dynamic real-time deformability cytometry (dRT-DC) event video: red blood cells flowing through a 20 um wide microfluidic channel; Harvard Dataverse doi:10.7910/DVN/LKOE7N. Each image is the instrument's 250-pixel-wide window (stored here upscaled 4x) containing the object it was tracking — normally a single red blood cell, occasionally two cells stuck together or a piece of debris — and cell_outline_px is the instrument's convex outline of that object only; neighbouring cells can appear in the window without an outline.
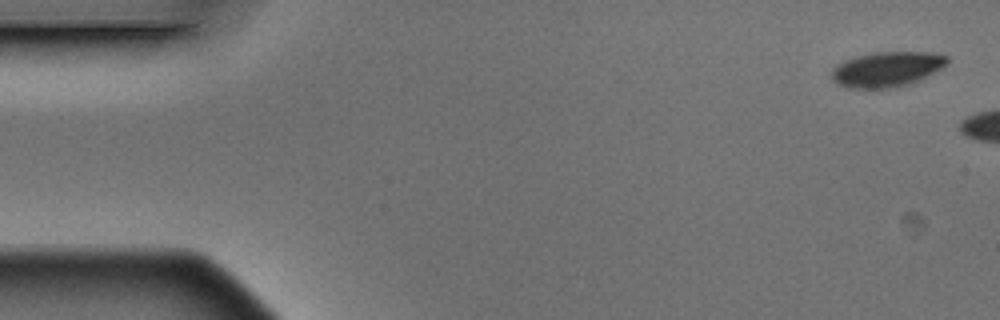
{"species": "Egyptian fruit bat (a non-hibernating species)", "species_latin": "Rousettus aegyptiacus", "temperature_condition": "warm", "stored_images_in_passage": 2, "camera_frame_rate_fps": 3000, "um_per_image_px": 0.085, "animal": {"sex": "male"}, "frame": {"image": 1, "passage_image": 1, "time_ms": 0.0, "image_size_px": [1000, 320], "cell_outline_px": [[948, 64], [920, 80], [896, 88], [848, 88], [836, 84], [832, 80], [832, 68], [836, 64], [844, 60], [876, 52], [932, 52], [948, 56]], "centroid_in_image_um": [75.38, 5.89], "position_along_channel_um": 9.6, "area_um2": 23.76}}